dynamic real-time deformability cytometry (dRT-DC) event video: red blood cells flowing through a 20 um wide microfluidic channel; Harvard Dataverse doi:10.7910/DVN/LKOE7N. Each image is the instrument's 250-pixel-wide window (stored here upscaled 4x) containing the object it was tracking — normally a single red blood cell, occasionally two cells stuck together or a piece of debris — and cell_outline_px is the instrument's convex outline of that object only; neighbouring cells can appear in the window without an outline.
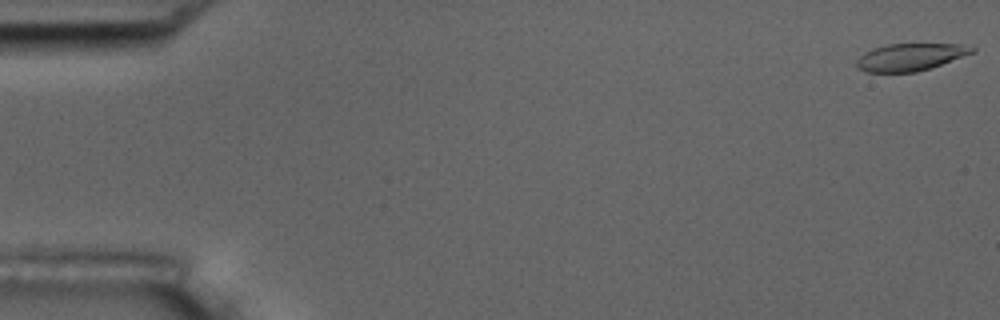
{"species": "common noctule bat (a hibernating species)", "species_latin": "Nyctalus noctula", "temperature_condition": "room temperature", "stored_images_in_passage": 12, "camera_frame_rate_fps": 3000, "um_per_image_px": 0.085, "animal": {"sex": "male", "body_mass_g": 17.5, "forearm_length_mm": 52.3}, "frame": {"image": 1, "passage_image": 1, "time_ms": 0.0, "image_size_px": [1000, 320], "cell_outline_px": [[976, 52], [932, 68], [916, 72], [868, 72], [856, 68], [856, 60], [864, 52], [872, 48], [888, 44], [964, 44], [976, 48]], "centroid_in_image_um": [77.4, 4.85], "position_along_channel_um": 7.6, "area_um2": 18.61}}
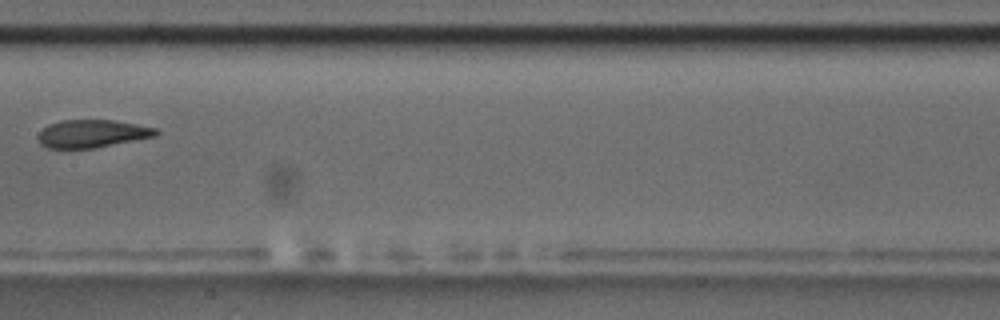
{"frame": {"image": 2, "passage_image": 9, "time_ms": 9.333, "image_size_px": [1000, 320], "cell_outline_px": [[160, 132], [156, 136], [96, 148], [48, 148], [40, 144], [36, 136], [48, 124], [60, 120], [116, 120], [156, 128]], "centroid_in_image_um": [7.83, 11.36], "position_along_channel_um": 199.6, "area_um2": 19.25}}